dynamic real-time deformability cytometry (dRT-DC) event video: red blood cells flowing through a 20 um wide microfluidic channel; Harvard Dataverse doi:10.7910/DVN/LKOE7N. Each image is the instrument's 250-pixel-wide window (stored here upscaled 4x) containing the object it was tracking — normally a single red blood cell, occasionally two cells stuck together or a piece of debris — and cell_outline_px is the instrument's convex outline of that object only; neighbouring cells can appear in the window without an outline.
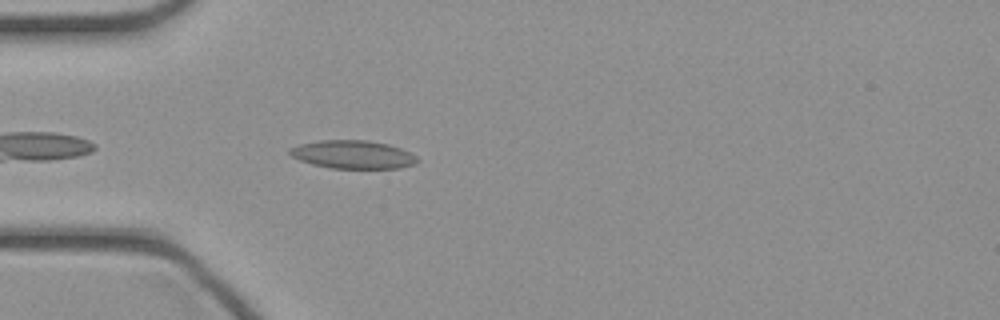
{"species": "common noctule bat (a hibernating species)", "species_latin": "Nyctalus noctula", "temperature_condition": "cold", "stored_images_in_passage": 9, "camera_frame_rate_fps": 3000, "um_per_image_px": 0.085, "animal": {"sex": "female", "body_mass_g": 21.9}, "frame": {"image": 1, "passage_image": 3, "time_ms": 0.667, "image_size_px": [1000, 320], "cell_outline_px": [[420, 160], [416, 164], [400, 168], [332, 168], [312, 164], [300, 160], [292, 156], [288, 152], [288, 148], [300, 144], [320, 140], [368, 140], [388, 144], [400, 148], [416, 156]], "centroid_in_image_um": [30.0, 13.13], "position_along_channel_um": 55.0, "area_um2": 20.98}}